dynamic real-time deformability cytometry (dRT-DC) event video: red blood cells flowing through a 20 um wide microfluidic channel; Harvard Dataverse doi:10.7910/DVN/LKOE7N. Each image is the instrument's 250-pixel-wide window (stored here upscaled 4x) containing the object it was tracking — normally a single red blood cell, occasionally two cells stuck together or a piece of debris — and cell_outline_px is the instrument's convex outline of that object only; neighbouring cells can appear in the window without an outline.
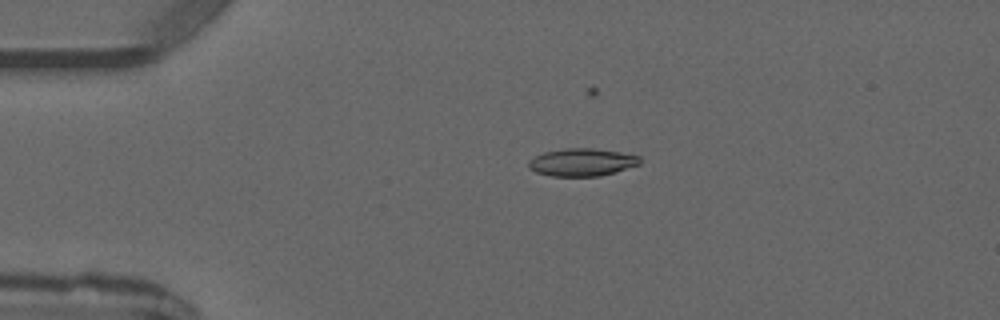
{"species": "common noctule bat (a hibernating species)", "species_latin": "Nyctalus noctula", "temperature_condition": "warm", "stored_images_in_passage": 5, "camera_frame_rate_fps": 3000, "um_per_image_px": 0.085, "animal": {"sex": "male", "forearm_length_mm": 52.5}, "frame": {"image": 1, "passage_image": 3, "time_ms": 4.0, "image_size_px": [1000, 320], "cell_outline_px": [[640, 164], [600, 176], [552, 176], [536, 172], [528, 168], [528, 160], [544, 152], [564, 148], [592, 148], [620, 152], [640, 156]], "centroid_in_image_um": [49.44, 13.78], "position_along_channel_um": 35.6, "area_um2": 17.86}}